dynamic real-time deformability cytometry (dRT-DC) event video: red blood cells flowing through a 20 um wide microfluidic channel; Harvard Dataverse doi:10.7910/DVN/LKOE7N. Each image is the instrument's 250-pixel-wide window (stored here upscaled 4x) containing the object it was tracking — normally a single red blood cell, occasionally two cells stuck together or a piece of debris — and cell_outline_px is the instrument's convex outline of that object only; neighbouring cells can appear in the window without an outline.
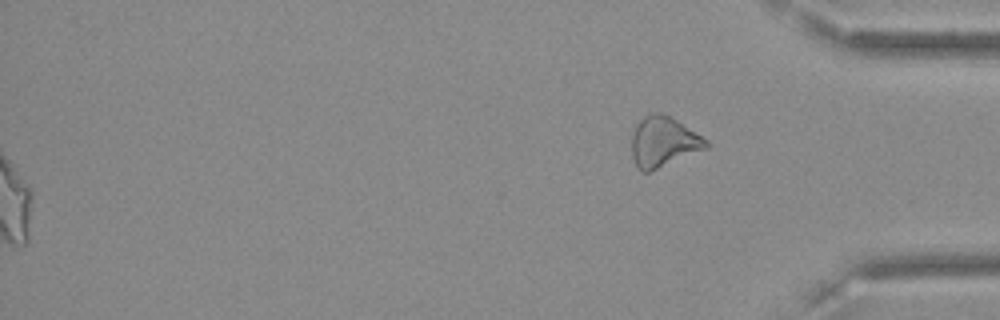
{"species": "Egyptian fruit bat (a non-hibernating species)", "species_latin": "Rousettus aegyptiacus", "temperature_condition": "cold", "stored_images_in_passage": 56, "segment_of_instrument_passage": [2, 2], "camera_frame_rate_fps": 3000, "um_per_image_px": 0.085, "frame": {"image": 1, "passage_image": 56, "time_ms": 18.333, "image_size_px": [1000, 320], "cell_outline_px": [[708, 148], [648, 172], [644, 172], [636, 164], [632, 156], [632, 132], [636, 124], [648, 112], [660, 112], [676, 120], [708, 140]], "centroid_in_image_um": [56.38, 12.03], "position_along_channel_um": 378.8, "area_um2": 21.56}}